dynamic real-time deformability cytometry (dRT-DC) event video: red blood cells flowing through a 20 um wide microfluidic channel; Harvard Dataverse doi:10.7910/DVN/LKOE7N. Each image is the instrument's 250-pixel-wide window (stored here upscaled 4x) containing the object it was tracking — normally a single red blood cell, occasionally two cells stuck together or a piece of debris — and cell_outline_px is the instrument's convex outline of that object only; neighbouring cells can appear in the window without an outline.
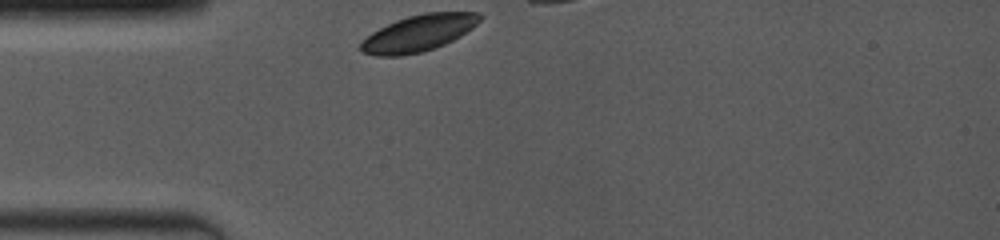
{"species": "common noctule bat (a hibernating species)", "species_latin": "Nyctalus noctula", "temperature_condition": "room temperature", "stored_images_in_passage": 12, "camera_frame_rate_fps": 4000, "um_per_image_px": 0.085, "animal": {"sex": "female", "body_mass_g": 19.0, "forearm_length_mm": 53.3}, "frame": {"image": 1, "passage_image": 1, "time_ms": 0.0, "image_size_px": [1000, 240], "cell_outline_px": [[484, 16], [472, 28], [460, 36], [436, 48], [420, 52], [400, 56], [376, 56], [360, 52], [360, 44], [372, 32], [396, 20], [408, 16], [424, 12], [476, 12]], "centroid_in_image_um": [35.58, 2.82], "position_along_channel_um": 49.4, "area_um2": 25.2}}
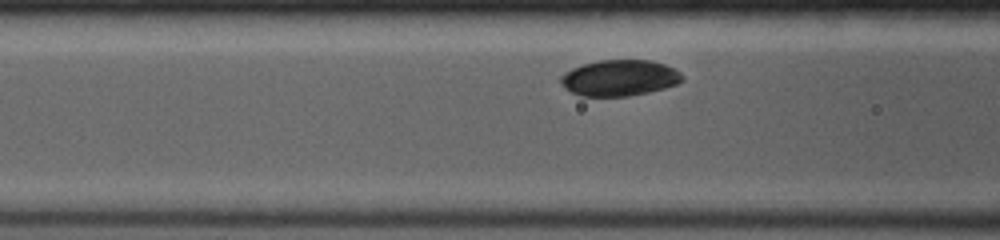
{"frame": {"image": 2, "passage_image": 9, "time_ms": 2.0, "image_size_px": [1000, 240], "cell_outline_px": [[684, 80], [676, 84], [664, 88], [648, 92], [628, 96], [580, 96], [564, 88], [560, 84], [560, 76], [564, 72], [572, 68], [584, 64], [600, 60], [652, 60], [664, 64], [680, 72], [684, 76]], "centroid_in_image_um": [52.64, 6.62], "position_along_channel_um": 114.0, "area_um2": 25.61}}